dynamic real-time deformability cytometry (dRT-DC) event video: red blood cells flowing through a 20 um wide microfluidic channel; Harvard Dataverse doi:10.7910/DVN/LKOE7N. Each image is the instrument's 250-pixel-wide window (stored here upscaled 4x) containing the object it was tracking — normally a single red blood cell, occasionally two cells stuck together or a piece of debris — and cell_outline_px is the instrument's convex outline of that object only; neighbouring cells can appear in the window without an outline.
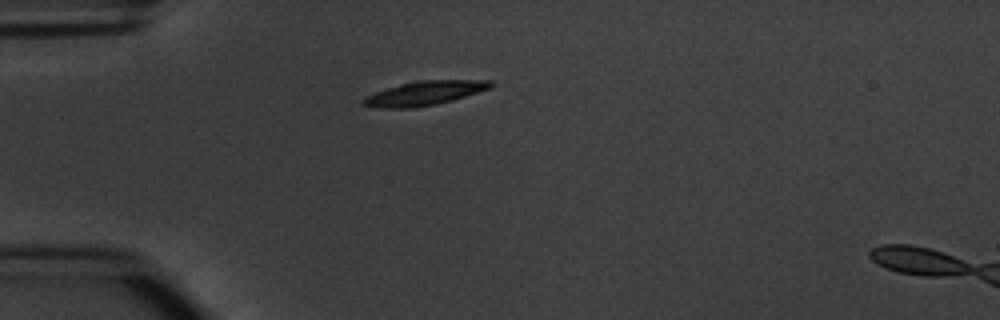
{"species": "common noctule bat (a hibernating species)", "species_latin": "Nyctalus noctula", "temperature_condition": "warm", "stored_images_in_passage": 2, "camera_frame_rate_fps": 3000, "um_per_image_px": 0.085, "animal": {"sex": "male", "body_mass_g": 20.1, "forearm_length_mm": 53.5}, "frame": {"image": 1, "passage_image": 1, "time_ms": 0.0, "image_size_px": [1000, 320], "cell_outline_px": [[492, 84], [488, 88], [452, 100], [436, 104], [416, 108], [384, 108], [360, 104], [360, 100], [376, 92], [400, 84], [420, 80], [492, 80]], "centroid_in_image_um": [36.04, 7.92], "position_along_channel_um": 49.0, "area_um2": 17.57}}